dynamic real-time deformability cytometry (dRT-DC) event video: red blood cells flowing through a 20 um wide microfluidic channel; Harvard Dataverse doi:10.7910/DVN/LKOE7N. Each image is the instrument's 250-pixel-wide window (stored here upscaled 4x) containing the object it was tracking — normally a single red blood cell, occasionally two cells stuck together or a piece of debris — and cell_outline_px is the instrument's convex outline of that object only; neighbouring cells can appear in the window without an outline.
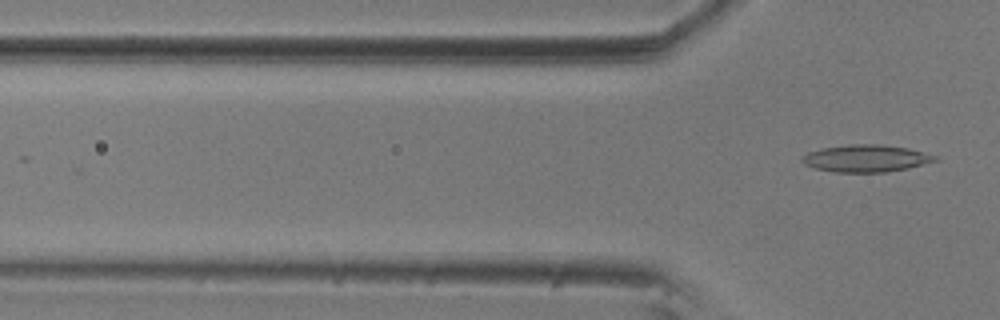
{"species": "common noctule bat (a hibernating species)", "species_latin": "Nyctalus noctula", "temperature_condition": "room temperature", "stored_images_in_passage": 6, "camera_frame_rate_fps": 3000, "um_per_image_px": 0.085, "animal": {"sex": "male", "body_mass_g": 20.5, "forearm_length_mm": 52.5}, "frame": {"image": 1, "passage_image": 6, "time_ms": 1.667, "image_size_px": [1000, 320], "cell_outline_px": [[940, 160], [908, 168], [888, 172], [832, 172], [812, 168], [804, 164], [800, 160], [808, 152], [824, 148], [848, 144], [876, 144], [908, 148], [940, 156]], "centroid_in_image_um": [73.64, 13.47], "position_along_channel_um": 52.2, "area_um2": 21.21}}